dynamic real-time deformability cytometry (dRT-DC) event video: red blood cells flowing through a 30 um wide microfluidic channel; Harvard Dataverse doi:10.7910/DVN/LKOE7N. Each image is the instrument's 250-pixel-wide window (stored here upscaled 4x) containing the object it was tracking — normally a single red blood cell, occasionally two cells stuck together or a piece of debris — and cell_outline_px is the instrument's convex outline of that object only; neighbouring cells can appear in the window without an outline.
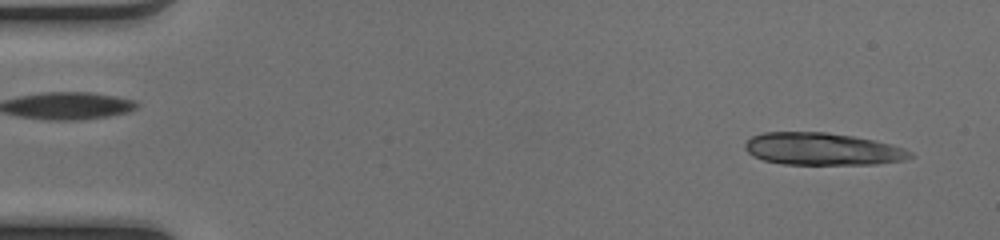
{"species": "common noctule bat (a hibernating species)", "species_latin": "Nyctalus noctula", "temperature_condition": "cold", "stored_images_in_passage": 18, "camera_frame_rate_fps": 3000, "um_per_image_px": 0.085, "animal": {"sex": "female", "body_mass_g": 17.0, "forearm_length_mm": 48.0}, "frame": {"image": 1, "passage_image": 3, "time_ms": 0.667, "image_size_px": [1000, 240], "cell_outline_px": [[916, 156], [904, 160], [876, 164], [784, 164], [764, 160], [752, 156], [744, 148], [744, 144], [752, 136], [764, 132], [824, 132], [852, 136], [892, 144], [904, 148], [912, 152]], "centroid_in_image_um": [69.91, 12.67], "position_along_channel_um": 15.1, "area_um2": 31.1}}